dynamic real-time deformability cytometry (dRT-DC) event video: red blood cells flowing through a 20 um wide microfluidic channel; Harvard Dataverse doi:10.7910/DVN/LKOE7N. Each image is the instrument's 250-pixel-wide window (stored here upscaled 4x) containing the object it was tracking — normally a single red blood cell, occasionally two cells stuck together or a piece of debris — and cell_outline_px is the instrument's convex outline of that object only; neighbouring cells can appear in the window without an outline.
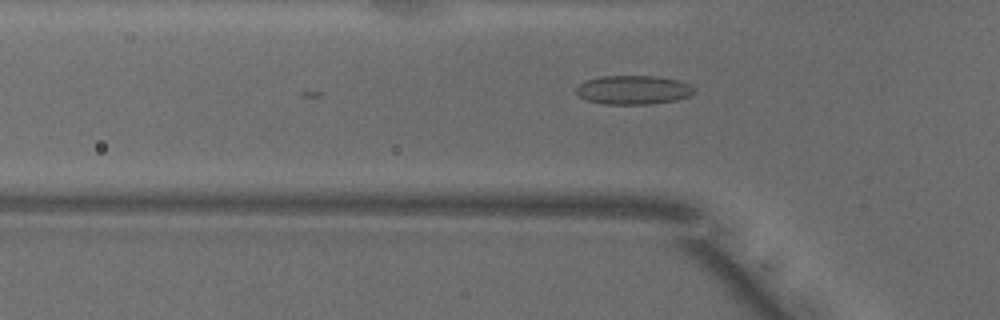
{"species": "common noctule bat (a hibernating species)", "species_latin": "Nyctalus noctula", "temperature_condition": "warm", "stored_images_in_passage": 7, "camera_frame_rate_fps": 3000, "um_per_image_px": 0.085, "animal": {"sex": "male", "body_mass_g": 18.8}, "frame": {"image": 1, "passage_image": 3, "time_ms": 0.667, "image_size_px": [1000, 320], "cell_outline_px": [[696, 92], [688, 96], [676, 100], [652, 104], [604, 104], [588, 100], [580, 96], [576, 92], [576, 88], [584, 80], [600, 76], [656, 76], [676, 80], [688, 84], [696, 88]], "centroid_in_image_um": [53.84, 7.64], "position_along_channel_um": 72.0, "area_um2": 19.88}}
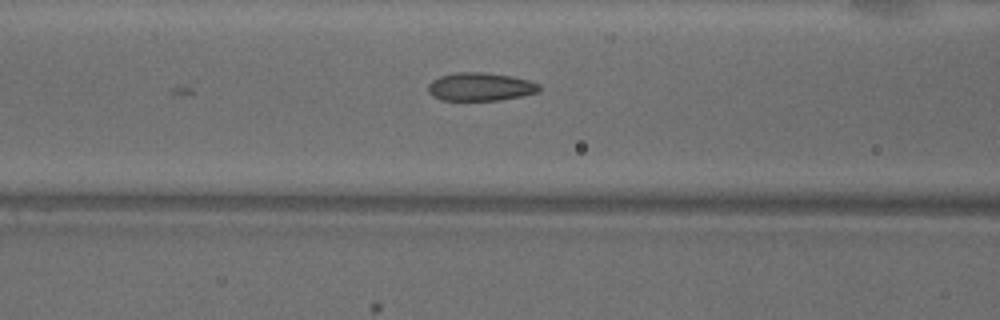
{"frame": {"image": 2, "passage_image": 7, "time_ms": 2.0, "image_size_px": [1000, 320], "cell_outline_px": [[540, 88], [536, 92], [520, 96], [500, 100], [440, 100], [432, 96], [428, 92], [428, 84], [432, 80], [440, 76], [456, 72], [484, 72], [512, 76], [528, 80], [540, 84]], "centroid_in_image_um": [40.79, 7.37], "position_along_channel_um": 125.8, "area_um2": 18.26}}